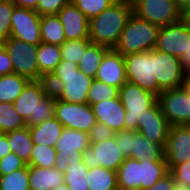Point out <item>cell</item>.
Listing matches in <instances>:
<instances>
[{
    "mask_svg": "<svg viewBox=\"0 0 190 190\" xmlns=\"http://www.w3.org/2000/svg\"><path fill=\"white\" fill-rule=\"evenodd\" d=\"M9 153H12V150H11V147L9 145L6 134L3 133L0 136V159L5 157Z\"/></svg>",
    "mask_w": 190,
    "mask_h": 190,
    "instance_id": "47",
    "label": "cell"
},
{
    "mask_svg": "<svg viewBox=\"0 0 190 190\" xmlns=\"http://www.w3.org/2000/svg\"><path fill=\"white\" fill-rule=\"evenodd\" d=\"M181 126L187 131L190 136V121L182 124Z\"/></svg>",
    "mask_w": 190,
    "mask_h": 190,
    "instance_id": "52",
    "label": "cell"
},
{
    "mask_svg": "<svg viewBox=\"0 0 190 190\" xmlns=\"http://www.w3.org/2000/svg\"><path fill=\"white\" fill-rule=\"evenodd\" d=\"M129 158L135 160L161 161L164 158V148L137 132L133 136L132 154Z\"/></svg>",
    "mask_w": 190,
    "mask_h": 190,
    "instance_id": "25",
    "label": "cell"
},
{
    "mask_svg": "<svg viewBox=\"0 0 190 190\" xmlns=\"http://www.w3.org/2000/svg\"><path fill=\"white\" fill-rule=\"evenodd\" d=\"M185 87L189 90L190 92V75L187 74L186 80H185Z\"/></svg>",
    "mask_w": 190,
    "mask_h": 190,
    "instance_id": "53",
    "label": "cell"
},
{
    "mask_svg": "<svg viewBox=\"0 0 190 190\" xmlns=\"http://www.w3.org/2000/svg\"><path fill=\"white\" fill-rule=\"evenodd\" d=\"M64 183V173L58 168L29 166L30 190H54Z\"/></svg>",
    "mask_w": 190,
    "mask_h": 190,
    "instance_id": "22",
    "label": "cell"
},
{
    "mask_svg": "<svg viewBox=\"0 0 190 190\" xmlns=\"http://www.w3.org/2000/svg\"><path fill=\"white\" fill-rule=\"evenodd\" d=\"M16 5L12 0H0V43L10 37L11 16Z\"/></svg>",
    "mask_w": 190,
    "mask_h": 190,
    "instance_id": "39",
    "label": "cell"
},
{
    "mask_svg": "<svg viewBox=\"0 0 190 190\" xmlns=\"http://www.w3.org/2000/svg\"><path fill=\"white\" fill-rule=\"evenodd\" d=\"M140 190H146L169 173L165 158L161 161L139 160Z\"/></svg>",
    "mask_w": 190,
    "mask_h": 190,
    "instance_id": "26",
    "label": "cell"
},
{
    "mask_svg": "<svg viewBox=\"0 0 190 190\" xmlns=\"http://www.w3.org/2000/svg\"><path fill=\"white\" fill-rule=\"evenodd\" d=\"M71 1L90 20L91 18L100 15L104 10L109 8L117 0H71Z\"/></svg>",
    "mask_w": 190,
    "mask_h": 190,
    "instance_id": "38",
    "label": "cell"
},
{
    "mask_svg": "<svg viewBox=\"0 0 190 190\" xmlns=\"http://www.w3.org/2000/svg\"><path fill=\"white\" fill-rule=\"evenodd\" d=\"M125 156L119 150L115 137L92 143L83 151L82 162L88 168L102 166L117 172L120 165L125 161Z\"/></svg>",
    "mask_w": 190,
    "mask_h": 190,
    "instance_id": "11",
    "label": "cell"
},
{
    "mask_svg": "<svg viewBox=\"0 0 190 190\" xmlns=\"http://www.w3.org/2000/svg\"><path fill=\"white\" fill-rule=\"evenodd\" d=\"M108 50L109 48L106 46L92 43L78 63L79 70L86 76L95 79L101 60Z\"/></svg>",
    "mask_w": 190,
    "mask_h": 190,
    "instance_id": "32",
    "label": "cell"
},
{
    "mask_svg": "<svg viewBox=\"0 0 190 190\" xmlns=\"http://www.w3.org/2000/svg\"><path fill=\"white\" fill-rule=\"evenodd\" d=\"M25 120L18 114L13 103L0 102V131H10L26 127Z\"/></svg>",
    "mask_w": 190,
    "mask_h": 190,
    "instance_id": "33",
    "label": "cell"
},
{
    "mask_svg": "<svg viewBox=\"0 0 190 190\" xmlns=\"http://www.w3.org/2000/svg\"><path fill=\"white\" fill-rule=\"evenodd\" d=\"M16 7L36 10L38 0H12Z\"/></svg>",
    "mask_w": 190,
    "mask_h": 190,
    "instance_id": "48",
    "label": "cell"
},
{
    "mask_svg": "<svg viewBox=\"0 0 190 190\" xmlns=\"http://www.w3.org/2000/svg\"><path fill=\"white\" fill-rule=\"evenodd\" d=\"M169 172L173 175L177 187L190 190V160L175 165Z\"/></svg>",
    "mask_w": 190,
    "mask_h": 190,
    "instance_id": "40",
    "label": "cell"
},
{
    "mask_svg": "<svg viewBox=\"0 0 190 190\" xmlns=\"http://www.w3.org/2000/svg\"><path fill=\"white\" fill-rule=\"evenodd\" d=\"M127 82L138 85L158 96L163 90L154 75V49L147 52L123 56Z\"/></svg>",
    "mask_w": 190,
    "mask_h": 190,
    "instance_id": "6",
    "label": "cell"
},
{
    "mask_svg": "<svg viewBox=\"0 0 190 190\" xmlns=\"http://www.w3.org/2000/svg\"><path fill=\"white\" fill-rule=\"evenodd\" d=\"M63 129L64 126L55 117L29 126L33 143L50 147H55Z\"/></svg>",
    "mask_w": 190,
    "mask_h": 190,
    "instance_id": "23",
    "label": "cell"
},
{
    "mask_svg": "<svg viewBox=\"0 0 190 190\" xmlns=\"http://www.w3.org/2000/svg\"><path fill=\"white\" fill-rule=\"evenodd\" d=\"M183 70L189 74L190 73V40H189V48L187 52H184L182 57L180 58Z\"/></svg>",
    "mask_w": 190,
    "mask_h": 190,
    "instance_id": "49",
    "label": "cell"
},
{
    "mask_svg": "<svg viewBox=\"0 0 190 190\" xmlns=\"http://www.w3.org/2000/svg\"><path fill=\"white\" fill-rule=\"evenodd\" d=\"M136 133L137 131L134 130H122L115 132L114 137L116 143L125 158H129L132 154L133 136Z\"/></svg>",
    "mask_w": 190,
    "mask_h": 190,
    "instance_id": "41",
    "label": "cell"
},
{
    "mask_svg": "<svg viewBox=\"0 0 190 190\" xmlns=\"http://www.w3.org/2000/svg\"><path fill=\"white\" fill-rule=\"evenodd\" d=\"M87 184L89 190H119L117 172L102 166L89 168Z\"/></svg>",
    "mask_w": 190,
    "mask_h": 190,
    "instance_id": "30",
    "label": "cell"
},
{
    "mask_svg": "<svg viewBox=\"0 0 190 190\" xmlns=\"http://www.w3.org/2000/svg\"><path fill=\"white\" fill-rule=\"evenodd\" d=\"M133 13L160 27L174 24L183 19V11L175 0H131Z\"/></svg>",
    "mask_w": 190,
    "mask_h": 190,
    "instance_id": "7",
    "label": "cell"
},
{
    "mask_svg": "<svg viewBox=\"0 0 190 190\" xmlns=\"http://www.w3.org/2000/svg\"><path fill=\"white\" fill-rule=\"evenodd\" d=\"M183 20L190 25V6L183 11Z\"/></svg>",
    "mask_w": 190,
    "mask_h": 190,
    "instance_id": "51",
    "label": "cell"
},
{
    "mask_svg": "<svg viewBox=\"0 0 190 190\" xmlns=\"http://www.w3.org/2000/svg\"><path fill=\"white\" fill-rule=\"evenodd\" d=\"M164 158L169 171L175 165L190 160V136L182 126H170Z\"/></svg>",
    "mask_w": 190,
    "mask_h": 190,
    "instance_id": "17",
    "label": "cell"
},
{
    "mask_svg": "<svg viewBox=\"0 0 190 190\" xmlns=\"http://www.w3.org/2000/svg\"><path fill=\"white\" fill-rule=\"evenodd\" d=\"M119 97V88L107 85L104 82L93 79L89 88L87 103L92 106L100 101H108Z\"/></svg>",
    "mask_w": 190,
    "mask_h": 190,
    "instance_id": "36",
    "label": "cell"
},
{
    "mask_svg": "<svg viewBox=\"0 0 190 190\" xmlns=\"http://www.w3.org/2000/svg\"><path fill=\"white\" fill-rule=\"evenodd\" d=\"M57 151L55 147L35 144L33 146L29 166H36L42 168H54Z\"/></svg>",
    "mask_w": 190,
    "mask_h": 190,
    "instance_id": "35",
    "label": "cell"
},
{
    "mask_svg": "<svg viewBox=\"0 0 190 190\" xmlns=\"http://www.w3.org/2000/svg\"><path fill=\"white\" fill-rule=\"evenodd\" d=\"M189 40L190 25L182 19L159 28L155 49L180 59L189 48Z\"/></svg>",
    "mask_w": 190,
    "mask_h": 190,
    "instance_id": "13",
    "label": "cell"
},
{
    "mask_svg": "<svg viewBox=\"0 0 190 190\" xmlns=\"http://www.w3.org/2000/svg\"><path fill=\"white\" fill-rule=\"evenodd\" d=\"M61 60V50L59 45L41 42L38 45L37 50L39 80L47 79Z\"/></svg>",
    "mask_w": 190,
    "mask_h": 190,
    "instance_id": "24",
    "label": "cell"
},
{
    "mask_svg": "<svg viewBox=\"0 0 190 190\" xmlns=\"http://www.w3.org/2000/svg\"><path fill=\"white\" fill-rule=\"evenodd\" d=\"M40 35L42 43L61 46L66 41L63 25L57 14L41 16Z\"/></svg>",
    "mask_w": 190,
    "mask_h": 190,
    "instance_id": "29",
    "label": "cell"
},
{
    "mask_svg": "<svg viewBox=\"0 0 190 190\" xmlns=\"http://www.w3.org/2000/svg\"><path fill=\"white\" fill-rule=\"evenodd\" d=\"M115 132L103 123L96 122L89 132L90 144L113 138Z\"/></svg>",
    "mask_w": 190,
    "mask_h": 190,
    "instance_id": "44",
    "label": "cell"
},
{
    "mask_svg": "<svg viewBox=\"0 0 190 190\" xmlns=\"http://www.w3.org/2000/svg\"><path fill=\"white\" fill-rule=\"evenodd\" d=\"M154 75L162 90L185 85L187 73L179 58L154 48Z\"/></svg>",
    "mask_w": 190,
    "mask_h": 190,
    "instance_id": "12",
    "label": "cell"
},
{
    "mask_svg": "<svg viewBox=\"0 0 190 190\" xmlns=\"http://www.w3.org/2000/svg\"><path fill=\"white\" fill-rule=\"evenodd\" d=\"M3 44L12 61L14 73L25 76L30 80H39V68L37 65L38 45L12 37H9Z\"/></svg>",
    "mask_w": 190,
    "mask_h": 190,
    "instance_id": "9",
    "label": "cell"
},
{
    "mask_svg": "<svg viewBox=\"0 0 190 190\" xmlns=\"http://www.w3.org/2000/svg\"><path fill=\"white\" fill-rule=\"evenodd\" d=\"M93 79L78 68V64L61 60L46 82L56 98L70 103H87Z\"/></svg>",
    "mask_w": 190,
    "mask_h": 190,
    "instance_id": "3",
    "label": "cell"
},
{
    "mask_svg": "<svg viewBox=\"0 0 190 190\" xmlns=\"http://www.w3.org/2000/svg\"><path fill=\"white\" fill-rule=\"evenodd\" d=\"M26 166L27 163L19 158L15 153H9L0 159V175H7Z\"/></svg>",
    "mask_w": 190,
    "mask_h": 190,
    "instance_id": "42",
    "label": "cell"
},
{
    "mask_svg": "<svg viewBox=\"0 0 190 190\" xmlns=\"http://www.w3.org/2000/svg\"><path fill=\"white\" fill-rule=\"evenodd\" d=\"M133 13L131 0H117L109 8L89 20V40L114 49Z\"/></svg>",
    "mask_w": 190,
    "mask_h": 190,
    "instance_id": "2",
    "label": "cell"
},
{
    "mask_svg": "<svg viewBox=\"0 0 190 190\" xmlns=\"http://www.w3.org/2000/svg\"><path fill=\"white\" fill-rule=\"evenodd\" d=\"M54 117L66 128L87 133L97 122L88 103H70L57 98Z\"/></svg>",
    "mask_w": 190,
    "mask_h": 190,
    "instance_id": "10",
    "label": "cell"
},
{
    "mask_svg": "<svg viewBox=\"0 0 190 190\" xmlns=\"http://www.w3.org/2000/svg\"><path fill=\"white\" fill-rule=\"evenodd\" d=\"M170 125L156 102L145 110L142 120H138L137 132L165 148Z\"/></svg>",
    "mask_w": 190,
    "mask_h": 190,
    "instance_id": "15",
    "label": "cell"
},
{
    "mask_svg": "<svg viewBox=\"0 0 190 190\" xmlns=\"http://www.w3.org/2000/svg\"><path fill=\"white\" fill-rule=\"evenodd\" d=\"M54 190H71L68 188V186L66 185V183L58 186L57 188H55Z\"/></svg>",
    "mask_w": 190,
    "mask_h": 190,
    "instance_id": "54",
    "label": "cell"
},
{
    "mask_svg": "<svg viewBox=\"0 0 190 190\" xmlns=\"http://www.w3.org/2000/svg\"><path fill=\"white\" fill-rule=\"evenodd\" d=\"M56 96L43 80H30L16 98L15 110L27 126L37 125L54 117Z\"/></svg>",
    "mask_w": 190,
    "mask_h": 190,
    "instance_id": "1",
    "label": "cell"
},
{
    "mask_svg": "<svg viewBox=\"0 0 190 190\" xmlns=\"http://www.w3.org/2000/svg\"><path fill=\"white\" fill-rule=\"evenodd\" d=\"M12 153L28 163L34 146L29 126L5 133Z\"/></svg>",
    "mask_w": 190,
    "mask_h": 190,
    "instance_id": "28",
    "label": "cell"
},
{
    "mask_svg": "<svg viewBox=\"0 0 190 190\" xmlns=\"http://www.w3.org/2000/svg\"><path fill=\"white\" fill-rule=\"evenodd\" d=\"M14 73L10 56L3 43H0V76Z\"/></svg>",
    "mask_w": 190,
    "mask_h": 190,
    "instance_id": "45",
    "label": "cell"
},
{
    "mask_svg": "<svg viewBox=\"0 0 190 190\" xmlns=\"http://www.w3.org/2000/svg\"><path fill=\"white\" fill-rule=\"evenodd\" d=\"M0 190H30L29 165L7 175H0Z\"/></svg>",
    "mask_w": 190,
    "mask_h": 190,
    "instance_id": "34",
    "label": "cell"
},
{
    "mask_svg": "<svg viewBox=\"0 0 190 190\" xmlns=\"http://www.w3.org/2000/svg\"><path fill=\"white\" fill-rule=\"evenodd\" d=\"M119 98L125 113V130L138 129V120H142L145 110L157 102V96L145 91L138 85L126 82L119 89Z\"/></svg>",
    "mask_w": 190,
    "mask_h": 190,
    "instance_id": "5",
    "label": "cell"
},
{
    "mask_svg": "<svg viewBox=\"0 0 190 190\" xmlns=\"http://www.w3.org/2000/svg\"><path fill=\"white\" fill-rule=\"evenodd\" d=\"M41 16L33 9L15 7L11 16L10 37L39 45Z\"/></svg>",
    "mask_w": 190,
    "mask_h": 190,
    "instance_id": "14",
    "label": "cell"
},
{
    "mask_svg": "<svg viewBox=\"0 0 190 190\" xmlns=\"http://www.w3.org/2000/svg\"><path fill=\"white\" fill-rule=\"evenodd\" d=\"M83 153L64 159L62 153L56 154L55 168L64 173L66 185L71 190H89L87 173L89 168L82 162Z\"/></svg>",
    "mask_w": 190,
    "mask_h": 190,
    "instance_id": "16",
    "label": "cell"
},
{
    "mask_svg": "<svg viewBox=\"0 0 190 190\" xmlns=\"http://www.w3.org/2000/svg\"><path fill=\"white\" fill-rule=\"evenodd\" d=\"M157 102L170 126H181L190 121V92L184 86L163 90Z\"/></svg>",
    "mask_w": 190,
    "mask_h": 190,
    "instance_id": "8",
    "label": "cell"
},
{
    "mask_svg": "<svg viewBox=\"0 0 190 190\" xmlns=\"http://www.w3.org/2000/svg\"><path fill=\"white\" fill-rule=\"evenodd\" d=\"M89 146V133L64 127L55 149L57 153H62L64 159H67L74 154L83 153Z\"/></svg>",
    "mask_w": 190,
    "mask_h": 190,
    "instance_id": "21",
    "label": "cell"
},
{
    "mask_svg": "<svg viewBox=\"0 0 190 190\" xmlns=\"http://www.w3.org/2000/svg\"><path fill=\"white\" fill-rule=\"evenodd\" d=\"M95 79L120 89L127 82L123 55L109 49L101 60Z\"/></svg>",
    "mask_w": 190,
    "mask_h": 190,
    "instance_id": "19",
    "label": "cell"
},
{
    "mask_svg": "<svg viewBox=\"0 0 190 190\" xmlns=\"http://www.w3.org/2000/svg\"><path fill=\"white\" fill-rule=\"evenodd\" d=\"M118 189L140 190L139 160L126 158L117 170Z\"/></svg>",
    "mask_w": 190,
    "mask_h": 190,
    "instance_id": "27",
    "label": "cell"
},
{
    "mask_svg": "<svg viewBox=\"0 0 190 190\" xmlns=\"http://www.w3.org/2000/svg\"><path fill=\"white\" fill-rule=\"evenodd\" d=\"M71 0H38L36 12L42 15L57 14Z\"/></svg>",
    "mask_w": 190,
    "mask_h": 190,
    "instance_id": "43",
    "label": "cell"
},
{
    "mask_svg": "<svg viewBox=\"0 0 190 190\" xmlns=\"http://www.w3.org/2000/svg\"><path fill=\"white\" fill-rule=\"evenodd\" d=\"M158 31V26L132 13L114 50L123 56L151 51L156 46Z\"/></svg>",
    "mask_w": 190,
    "mask_h": 190,
    "instance_id": "4",
    "label": "cell"
},
{
    "mask_svg": "<svg viewBox=\"0 0 190 190\" xmlns=\"http://www.w3.org/2000/svg\"><path fill=\"white\" fill-rule=\"evenodd\" d=\"M146 190H184L177 187L173 175L169 172L162 179Z\"/></svg>",
    "mask_w": 190,
    "mask_h": 190,
    "instance_id": "46",
    "label": "cell"
},
{
    "mask_svg": "<svg viewBox=\"0 0 190 190\" xmlns=\"http://www.w3.org/2000/svg\"><path fill=\"white\" fill-rule=\"evenodd\" d=\"M177 2L178 7L184 11L186 8L190 6V0H175Z\"/></svg>",
    "mask_w": 190,
    "mask_h": 190,
    "instance_id": "50",
    "label": "cell"
},
{
    "mask_svg": "<svg viewBox=\"0 0 190 190\" xmlns=\"http://www.w3.org/2000/svg\"><path fill=\"white\" fill-rule=\"evenodd\" d=\"M96 121L103 123L114 132L125 130V109L120 98L100 101L91 106Z\"/></svg>",
    "mask_w": 190,
    "mask_h": 190,
    "instance_id": "20",
    "label": "cell"
},
{
    "mask_svg": "<svg viewBox=\"0 0 190 190\" xmlns=\"http://www.w3.org/2000/svg\"><path fill=\"white\" fill-rule=\"evenodd\" d=\"M29 81L16 73L0 76V102L14 103Z\"/></svg>",
    "mask_w": 190,
    "mask_h": 190,
    "instance_id": "31",
    "label": "cell"
},
{
    "mask_svg": "<svg viewBox=\"0 0 190 190\" xmlns=\"http://www.w3.org/2000/svg\"><path fill=\"white\" fill-rule=\"evenodd\" d=\"M91 44L92 43L89 39L66 40L60 46L62 60H68L78 64L81 57L84 55L85 50Z\"/></svg>",
    "mask_w": 190,
    "mask_h": 190,
    "instance_id": "37",
    "label": "cell"
},
{
    "mask_svg": "<svg viewBox=\"0 0 190 190\" xmlns=\"http://www.w3.org/2000/svg\"><path fill=\"white\" fill-rule=\"evenodd\" d=\"M57 16L63 25L66 40L89 39V19L70 1Z\"/></svg>",
    "mask_w": 190,
    "mask_h": 190,
    "instance_id": "18",
    "label": "cell"
}]
</instances>
